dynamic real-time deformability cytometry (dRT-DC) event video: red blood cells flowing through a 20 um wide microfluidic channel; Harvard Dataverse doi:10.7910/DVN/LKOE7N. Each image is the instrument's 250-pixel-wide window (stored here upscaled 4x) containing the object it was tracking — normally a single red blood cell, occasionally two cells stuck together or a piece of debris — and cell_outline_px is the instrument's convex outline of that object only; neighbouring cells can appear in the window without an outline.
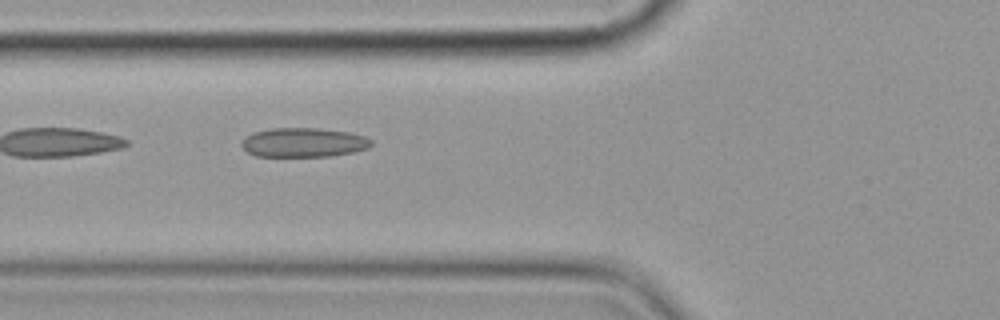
{"species": "common noctule bat (a hibernating species)", "species_latin": "Nyctalus noctula", "temperature_condition": "cold", "stored_images_in_passage": 6, "camera_frame_rate_fps": 3000, "um_per_image_px": 0.085, "animal": {"sex": "female", "body_mass_g": 19.9}, "frame": {"image": 1, "passage_image": 6, "time_ms": 6.0, "image_size_px": [1000, 320], "cell_outline_px": [[372, 144], [368, 148], [352, 152], [332, 156], [256, 156], [248, 152], [240, 144], [252, 132], [272, 128], [320, 128], [348, 132], [364, 136], [372, 140]], "centroid_in_image_um": [25.82, 12.1], "position_along_channel_um": 100.0, "area_um2": 22.02}}